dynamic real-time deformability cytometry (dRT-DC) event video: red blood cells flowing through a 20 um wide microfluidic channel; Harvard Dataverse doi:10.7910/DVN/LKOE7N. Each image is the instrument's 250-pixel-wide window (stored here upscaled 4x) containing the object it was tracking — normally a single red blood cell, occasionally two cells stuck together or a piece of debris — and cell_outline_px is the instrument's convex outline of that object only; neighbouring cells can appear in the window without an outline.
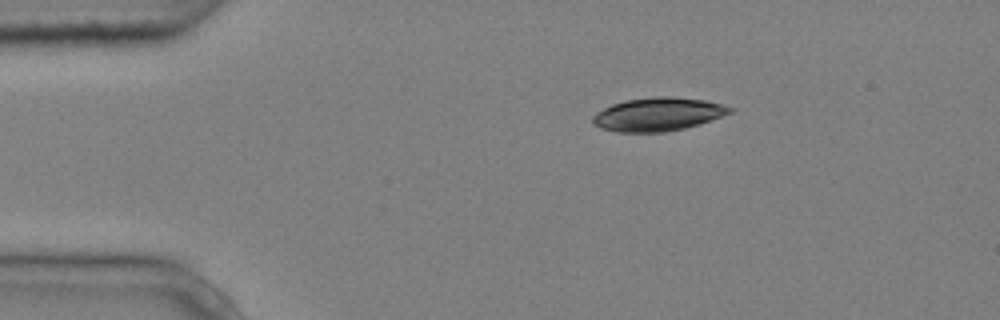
{"species": "common noctule bat (a hibernating species)", "species_latin": "Nyctalus noctula", "temperature_condition": "cold", "stored_images_in_passage": 3, "camera_frame_rate_fps": 3000, "um_per_image_px": 0.085, "animal": {"sex": "male", "body_mass_g": 20.4}, "frame": {"image": 1, "passage_image": 3, "time_ms": 0.667, "image_size_px": [1000, 320], "cell_outline_px": [[736, 108], [732, 112], [700, 124], [684, 128], [664, 132], [616, 132], [600, 128], [592, 124], [592, 116], [596, 112], [612, 104], [624, 100], [656, 96], [672, 96], [704, 100]], "centroid_in_image_um": [55.9, 9.71], "position_along_channel_um": 29.1, "area_um2": 26.82}}